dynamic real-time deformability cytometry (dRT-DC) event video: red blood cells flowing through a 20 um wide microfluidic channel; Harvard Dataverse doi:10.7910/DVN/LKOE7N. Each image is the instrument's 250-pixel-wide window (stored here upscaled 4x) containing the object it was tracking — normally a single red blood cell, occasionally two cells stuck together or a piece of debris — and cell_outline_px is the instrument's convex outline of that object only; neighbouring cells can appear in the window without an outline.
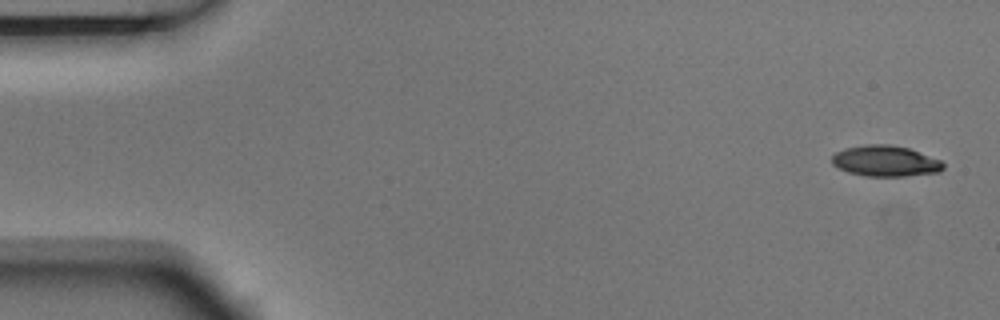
{"species": "Egyptian fruit bat (a non-hibernating species)", "species_latin": "Rousettus aegyptiacus", "temperature_condition": "room temperature", "stored_images_in_passage": 4, "camera_frame_rate_fps": 3000, "um_per_image_px": 0.085, "animal": {"sex": "male"}, "frame": {"image": 1, "passage_image": 1, "time_ms": 0.0, "image_size_px": [1000, 320], "cell_outline_px": [[944, 168], [940, 172], [904, 176], [864, 176], [848, 172], [832, 164], [832, 156], [836, 152], [844, 148], [864, 144], [892, 144], [908, 148], [940, 160], [944, 164]], "centroid_in_image_um": [75.24, 13.68], "position_along_channel_um": 9.8, "area_um2": 20.06}}
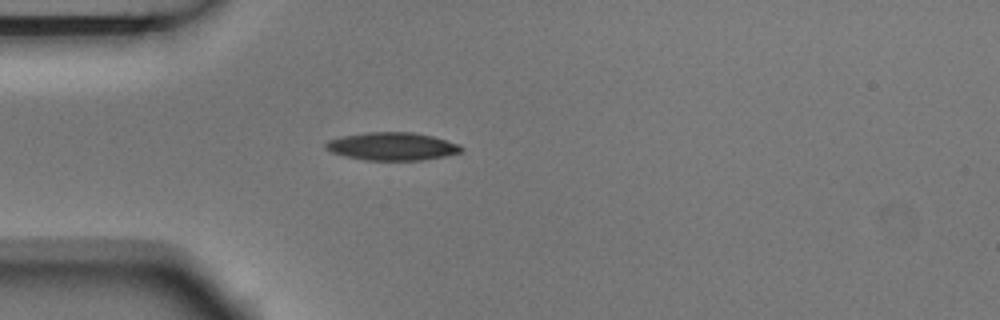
{"frame": {"image": 2, "passage_image": 4, "time_ms": 1.0, "image_size_px": [1000, 320], "cell_outline_px": [[464, 148], [460, 152], [444, 156], [420, 160], [364, 160], [344, 156], [332, 152], [324, 148], [324, 144], [328, 140], [344, 136], [368, 132], [412, 132], [432, 136], [460, 144]], "centroid_in_image_um": [33.32, 12.44], "position_along_channel_um": 51.7, "area_um2": 21.96}}